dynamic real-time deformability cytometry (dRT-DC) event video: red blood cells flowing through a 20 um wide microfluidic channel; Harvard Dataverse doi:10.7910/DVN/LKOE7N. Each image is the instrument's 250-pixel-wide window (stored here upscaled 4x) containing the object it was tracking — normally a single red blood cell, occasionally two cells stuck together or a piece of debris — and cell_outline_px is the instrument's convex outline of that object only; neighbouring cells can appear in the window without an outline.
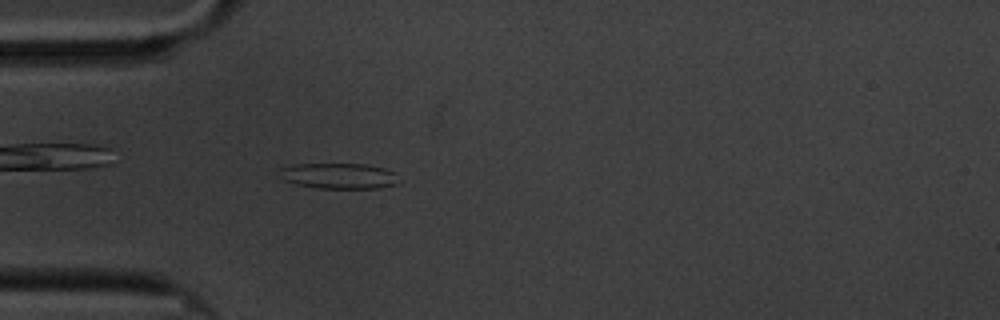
{"species": "common noctule bat (a hibernating species)", "species_latin": "Nyctalus noctula", "temperature_condition": "cold", "stored_images_in_passage": 58, "camera_frame_rate_fps": 3000, "um_per_image_px": 0.085, "animal": {"sex": "male", "body_mass_g": 20.1, "forearm_length_mm": 53.5}, "frame": {"image": 1, "passage_image": 16, "time_ms": 5.0, "image_size_px": [1000, 320], "cell_outline_px": [[396, 184], [380, 188], [320, 188], [296, 184], [284, 180], [276, 172], [280, 168], [292, 164], [364, 164], [384, 168], [396, 172]], "centroid_in_image_um": [28.75, 14.94], "position_along_channel_um": 56.2, "area_um2": 17.86}}
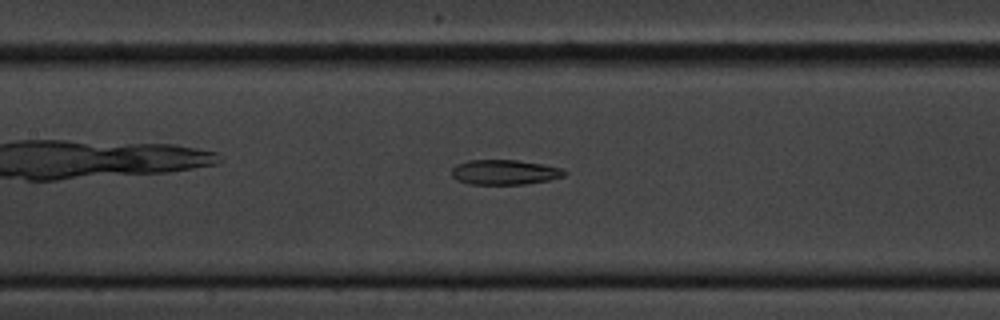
{"frame": {"image": 2, "passage_image": 26, "time_ms": 8.333, "image_size_px": [1000, 320], "cell_outline_px": [[568, 172], [564, 176], [548, 180], [524, 184], [468, 184], [456, 180], [452, 176], [452, 168], [456, 164], [468, 160], [516, 160], [544, 164], [560, 168]], "centroid_in_image_um": [42.87, 14.63], "position_along_channel_um": 164.5, "area_um2": 16.42}}
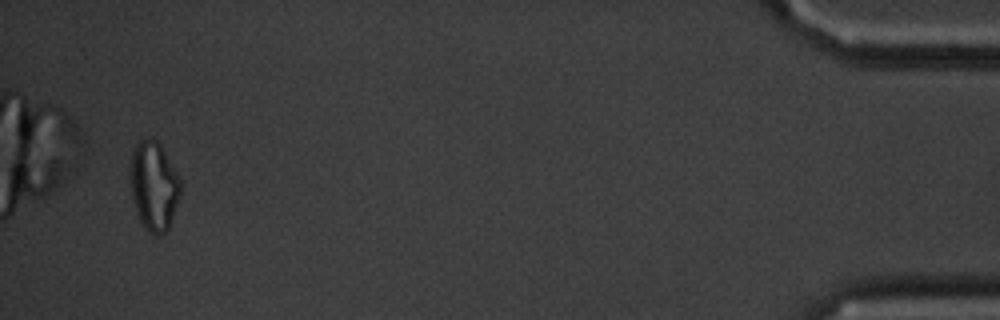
{"frame": {"image": 3, "passage_image": 56, "time_ms": 18.333, "image_size_px": [1000, 320], "cell_outline_px": [[180, 196], [168, 228], [160, 236], [156, 236], [148, 232], [144, 228], [140, 220], [132, 196], [132, 152], [136, 144], [140, 140], [156, 140], [160, 144], [180, 176]], "centroid_in_image_um": [13.11, 15.83], "position_along_channel_um": 422.1, "area_um2": 25.49}, "authors_computed_cell_mechanics": {"area_um2": 18.6405, "velocity_mm_per_s": 3.3753, "shape_relaxation_time_tau1_ms": null, "shape_relaxation_time_tau2_ms": 10.2943, "deformation_change_tau1": null, "deformation_change_tau2": 0.2053}}